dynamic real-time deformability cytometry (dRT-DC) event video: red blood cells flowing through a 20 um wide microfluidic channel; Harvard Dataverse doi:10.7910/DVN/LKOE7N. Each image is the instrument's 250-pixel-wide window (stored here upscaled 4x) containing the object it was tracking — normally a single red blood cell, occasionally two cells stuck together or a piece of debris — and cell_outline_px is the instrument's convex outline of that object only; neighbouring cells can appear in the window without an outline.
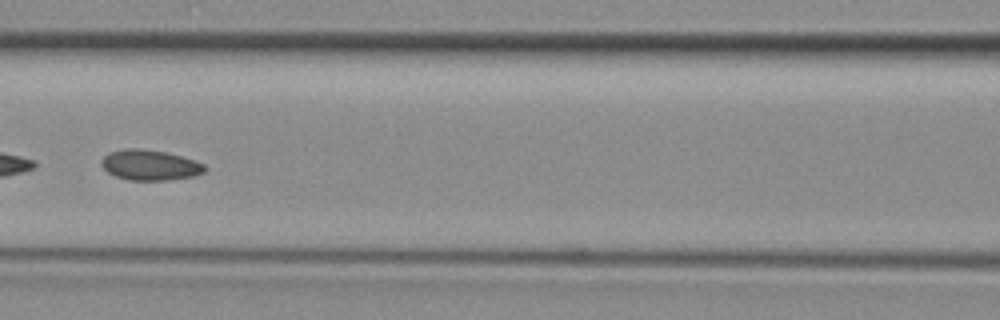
{"species": "common noctule bat (a hibernating species)", "species_latin": "Nyctalus noctula", "temperature_condition": "room temperature", "stored_images_in_passage": 36, "camera_frame_rate_fps": 3000, "um_per_image_px": 0.085, "animal": {"sex": "female", "body_mass_g": 29.2, "forearm_length_mm": 56.3}, "frame": {"image": 1, "passage_image": 20, "time_ms": 6.333, "image_size_px": [1000, 320], "cell_outline_px": [[208, 168], [204, 172], [192, 176], [168, 180], [128, 180], [116, 176], [108, 172], [100, 164], [104, 156], [108, 152], [124, 148], [140, 148], [164, 152], [196, 160], [204, 164]], "centroid_in_image_um": [12.74, 14.02], "position_along_channel_um": 153.9, "area_um2": 18.32}}